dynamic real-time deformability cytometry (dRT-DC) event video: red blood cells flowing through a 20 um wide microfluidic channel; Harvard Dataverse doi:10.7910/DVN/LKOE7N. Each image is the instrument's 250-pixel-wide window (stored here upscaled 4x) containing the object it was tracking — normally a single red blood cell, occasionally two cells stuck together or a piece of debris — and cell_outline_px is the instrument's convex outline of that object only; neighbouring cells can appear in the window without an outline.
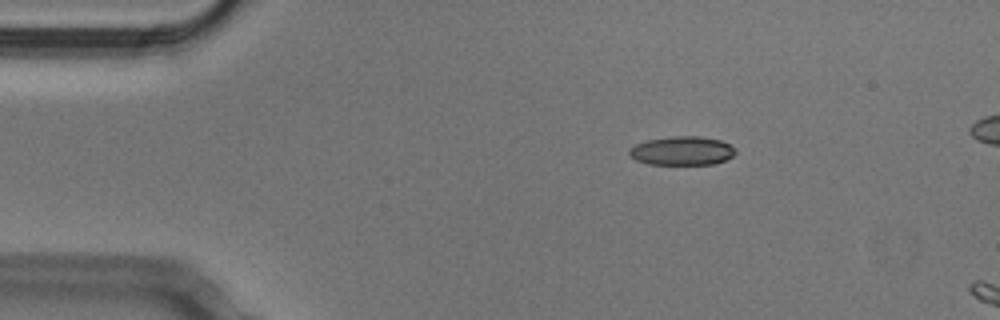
{"species": "Egyptian fruit bat (a non-hibernating species)", "species_latin": "Rousettus aegyptiacus", "temperature_condition": "cold", "stored_images_in_passage": 44, "camera_frame_rate_fps": 3000, "um_per_image_px": 0.085, "animal": {"sex": "male"}, "frame": {"image": 1, "passage_image": 1, "time_ms": 0.0, "image_size_px": [1000, 320], "cell_outline_px": [[736, 152], [732, 156], [724, 160], [712, 164], [648, 164], [636, 160], [628, 152], [628, 148], [636, 144], [648, 140], [672, 136], [700, 136], [720, 140], [736, 148]], "centroid_in_image_um": [57.97, 12.81], "position_along_channel_um": 27.0, "area_um2": 17.74}}
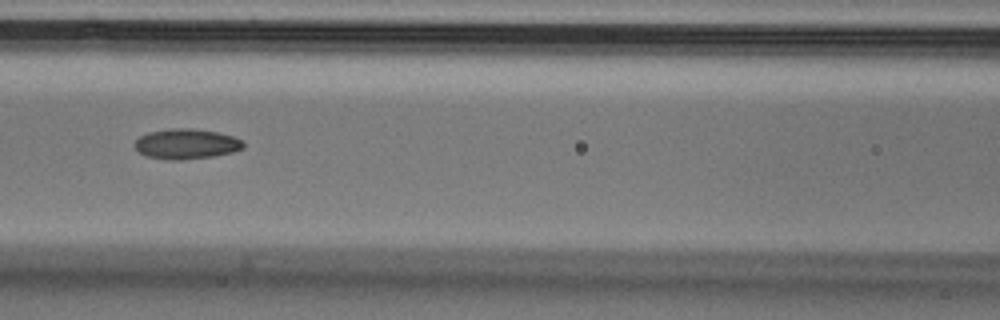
{"frame": {"image": 2, "passage_image": 15, "time_ms": 4.667, "image_size_px": [1000, 320], "cell_outline_px": [[244, 148], [232, 152], [212, 156], [184, 160], [168, 160], [148, 156], [140, 152], [136, 148], [136, 140], [140, 136], [148, 132], [172, 128], [192, 128], [216, 132], [232, 136], [244, 140]], "centroid_in_image_um": [15.86, 12.23], "position_along_channel_um": 150.7, "area_um2": 19.02}}
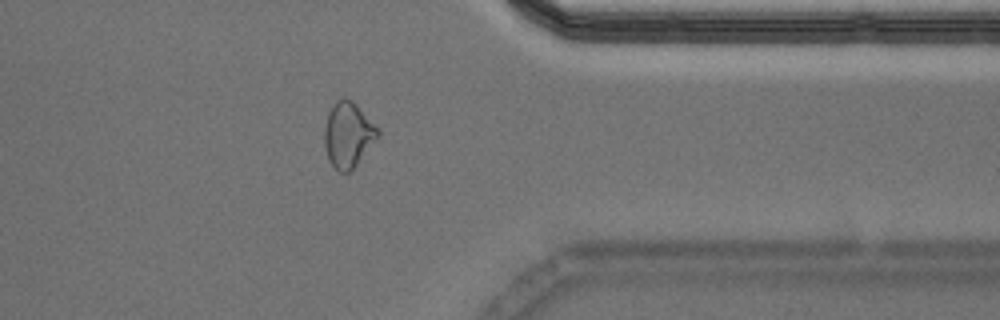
{"frame": {"image": 3, "passage_image": 34, "time_ms": 11.0, "image_size_px": [1000, 320], "cell_outline_px": [[380, 136], [356, 164], [348, 172], [340, 172], [328, 160], [324, 144], [324, 128], [328, 112], [336, 100], [352, 100], [356, 104], [380, 132]], "centroid_in_image_um": [29.57, 11.46], "position_along_channel_um": 381.8, "area_um2": 19.88}, "authors_computed_cell_mechanics": {"area_um2": 18.7561, "velocity_mm_per_s": 3.8158, "shape_relaxation_time_tau1_ms": 9.7353, "shape_relaxation_time_tau2_ms": 2.6915, "deformation_change_tau1": 0.1802, "deformation_change_tau2": 0.0797}}